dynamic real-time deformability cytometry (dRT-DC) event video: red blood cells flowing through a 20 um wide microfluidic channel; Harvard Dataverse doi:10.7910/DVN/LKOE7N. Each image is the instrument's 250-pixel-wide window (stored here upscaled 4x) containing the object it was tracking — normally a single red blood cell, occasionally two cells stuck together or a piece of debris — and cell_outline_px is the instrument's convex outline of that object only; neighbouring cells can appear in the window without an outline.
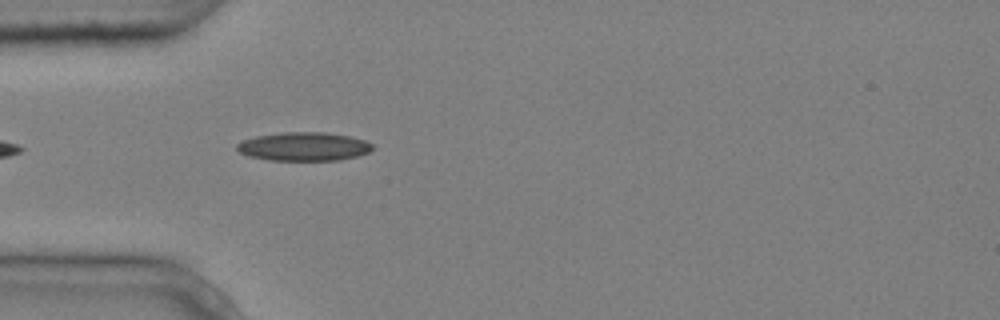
{"species": "common noctule bat (a hibernating species)", "species_latin": "Nyctalus noctula", "temperature_condition": "cold", "stored_images_in_passage": 3, "camera_frame_rate_fps": 3000, "um_per_image_px": 0.085, "animal": {"sex": "male", "body_mass_g": 20.4}, "frame": {"image": 1, "passage_image": 3, "time_ms": 0.667, "image_size_px": [1000, 320], "cell_outline_px": [[376, 148], [368, 152], [356, 156], [340, 160], [268, 160], [248, 156], [240, 152], [236, 148], [236, 144], [244, 140], [256, 136], [284, 132], [324, 132], [348, 136], [364, 140], [372, 144]], "centroid_in_image_um": [25.83, 12.46], "position_along_channel_um": 59.2, "area_um2": 22.54}}